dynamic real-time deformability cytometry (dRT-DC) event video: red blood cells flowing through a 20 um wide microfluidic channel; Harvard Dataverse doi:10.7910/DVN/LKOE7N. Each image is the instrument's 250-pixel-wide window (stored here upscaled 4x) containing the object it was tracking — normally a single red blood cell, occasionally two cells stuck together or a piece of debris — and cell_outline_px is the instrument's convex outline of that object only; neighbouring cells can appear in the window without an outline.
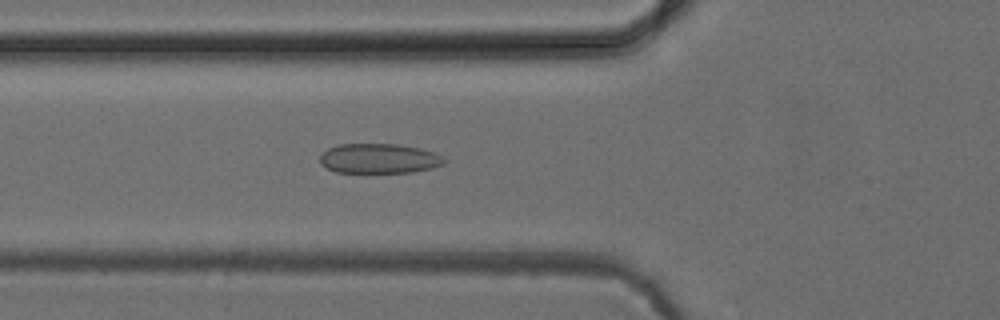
{"species": "common noctule bat (a hibernating species)", "species_latin": "Nyctalus noctula", "temperature_condition": "cold", "stored_images_in_passage": 51, "camera_frame_rate_fps": 3000, "um_per_image_px": 0.085, "animal": {"sex": "female", "body_mass_g": 24.6, "forearm_length_mm": 56.2}, "frame": {"image": 1, "passage_image": 18, "time_ms": 5.667, "image_size_px": [1000, 320], "cell_outline_px": [[448, 160], [444, 164], [432, 168], [412, 172], [336, 172], [320, 164], [320, 156], [328, 148], [340, 144], [396, 144], [420, 148], [444, 156]], "centroid_in_image_um": [32.25, 13.47], "position_along_channel_um": 93.5, "area_um2": 21.56}}
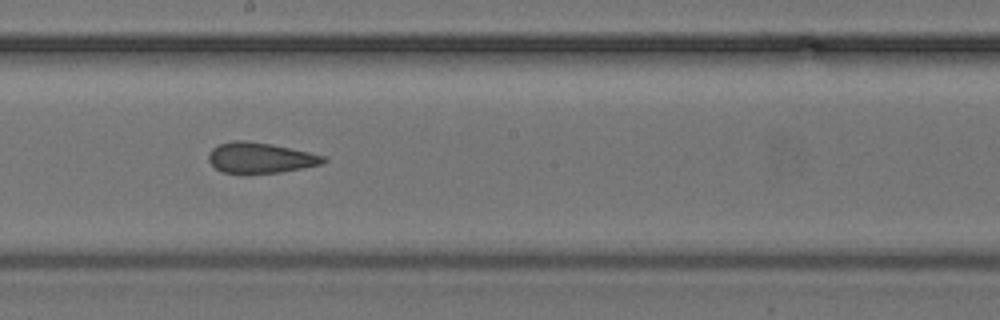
{"frame": {"image": 2, "passage_image": 28, "time_ms": 9.0, "image_size_px": [1000, 320], "cell_outline_px": [[328, 160], [320, 164], [304, 168], [280, 172], [248, 176], [240, 176], [220, 172], [208, 160], [208, 152], [212, 148], [220, 144], [236, 140], [244, 140], [272, 144], [308, 152], [324, 156]], "centroid_in_image_um": [22.06, 13.46], "position_along_channel_um": 226.1, "area_um2": 21.1}}
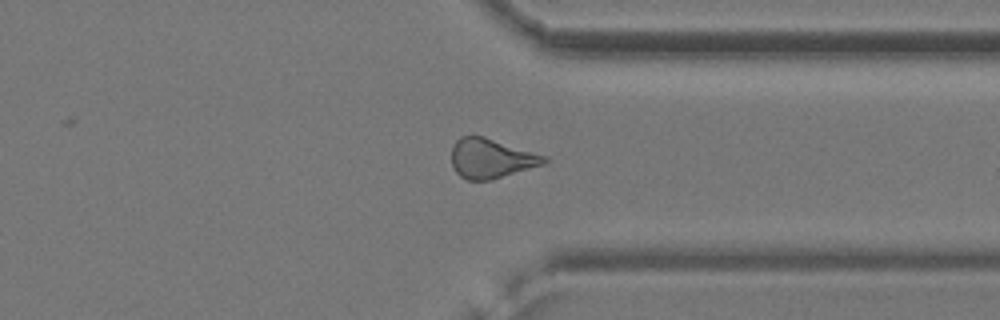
{"frame": {"image": 3, "passage_image": 39, "time_ms": 12.667, "image_size_px": [1000, 320], "cell_outline_px": [[548, 160], [544, 164], [492, 180], [468, 180], [460, 176], [456, 172], [452, 164], [452, 144], [460, 136], [484, 136], [548, 156]], "centroid_in_image_um": [41.75, 13.46], "position_along_channel_um": 369.6, "area_um2": 21.5}, "authors_computed_cell_mechanics": {"area_um2": 21.3282, "velocity_mm_per_s": 3.9556, "shape_relaxation_time_tau1_ms": null, "shape_relaxation_time_tau2_ms": 3.5644, "deformation_change_tau1": null, "deformation_change_tau2": 0.1031}}